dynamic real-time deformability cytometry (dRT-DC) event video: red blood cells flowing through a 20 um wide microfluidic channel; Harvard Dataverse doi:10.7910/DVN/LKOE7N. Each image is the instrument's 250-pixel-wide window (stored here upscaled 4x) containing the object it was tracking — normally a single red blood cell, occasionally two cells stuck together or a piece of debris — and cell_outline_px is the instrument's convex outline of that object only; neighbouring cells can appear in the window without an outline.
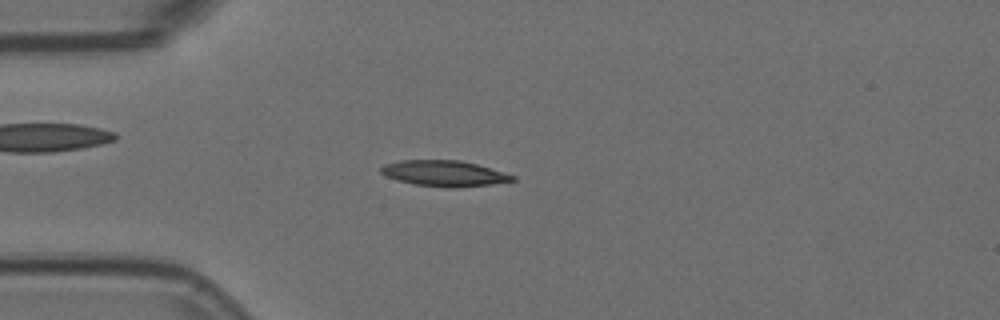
{"species": "Egyptian fruit bat (a non-hibernating species)", "species_latin": "Rousettus aegyptiacus", "temperature_condition": "room temperature", "stored_images_in_passage": 6, "camera_frame_rate_fps": 3000, "um_per_image_px": 0.085, "animal": {"sex": "female"}, "frame": {"image": 1, "passage_image": 3, "time_ms": 0.667, "image_size_px": [1000, 320], "cell_outline_px": [[516, 180], [492, 184], [456, 188], [448, 188], [412, 184], [396, 180], [384, 176], [380, 172], [380, 168], [384, 164], [400, 160], [460, 160], [476, 164], [516, 176]], "centroid_in_image_um": [37.71, 14.74], "position_along_channel_um": 47.3, "area_um2": 19.94}}
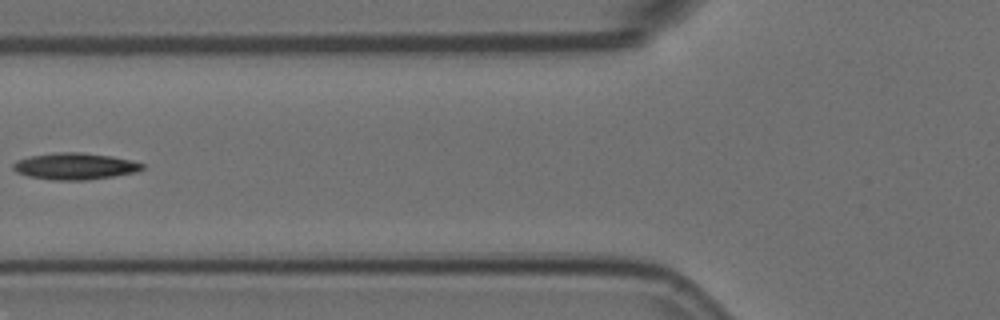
{"frame": {"image": 2, "passage_image": 5, "time_ms": 1.333, "image_size_px": [1000, 320], "cell_outline_px": [[144, 168], [136, 172], [88, 180], [52, 180], [28, 176], [16, 172], [12, 168], [12, 164], [16, 160], [32, 156], [56, 152], [80, 152], [108, 156], [132, 160], [144, 164]], "centroid_in_image_um": [6.34, 14.13], "position_along_channel_um": 119.5, "area_um2": 19.94}}
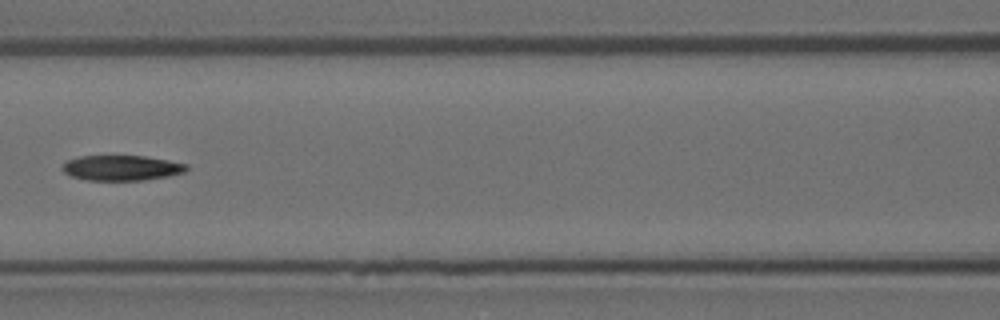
{"frame": {"image": 3, "passage_image": 6, "time_ms": 1.667, "image_size_px": [1000, 320], "cell_outline_px": [[188, 168], [184, 172], [168, 176], [144, 180], [88, 180], [72, 176], [64, 172], [60, 168], [68, 160], [80, 156], [144, 156], [168, 160], [188, 164]], "centroid_in_image_um": [10.34, 14.27], "position_along_channel_um": 156.3, "area_um2": 18.15}}